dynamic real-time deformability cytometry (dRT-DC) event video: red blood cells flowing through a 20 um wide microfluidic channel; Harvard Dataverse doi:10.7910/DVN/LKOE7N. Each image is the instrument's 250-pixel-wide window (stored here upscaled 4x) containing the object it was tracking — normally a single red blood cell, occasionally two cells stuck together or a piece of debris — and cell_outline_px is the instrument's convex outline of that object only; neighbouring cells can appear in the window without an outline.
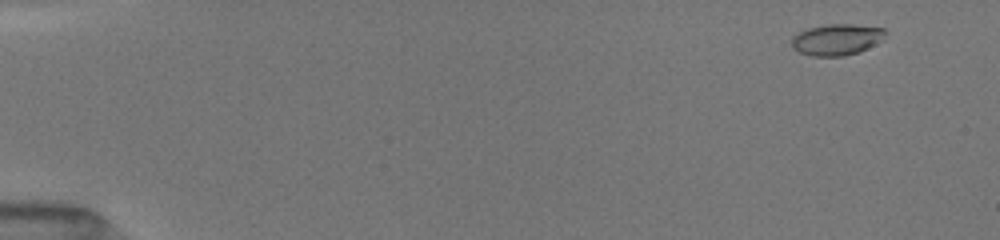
{"species": "common noctule bat (a hibernating species)", "species_latin": "Nyctalus noctula", "temperature_condition": "room temperature", "stored_images_in_passage": 46, "camera_frame_rate_fps": 3000, "um_per_image_px": 0.085, "animal": {"sex": "female", "body_mass_g": 19.5, "forearm_length_mm": 54.1}, "frame": {"image": 1, "passage_image": 3, "time_ms": 0.667, "image_size_px": [1000, 240], "cell_outline_px": [[888, 32], [884, 40], [856, 52], [844, 56], [812, 56], [800, 52], [792, 48], [792, 36], [808, 28], [828, 24], [852, 24], [884, 28]], "centroid_in_image_um": [71.14, 3.35], "position_along_channel_um": 13.9, "area_um2": 17.05}}
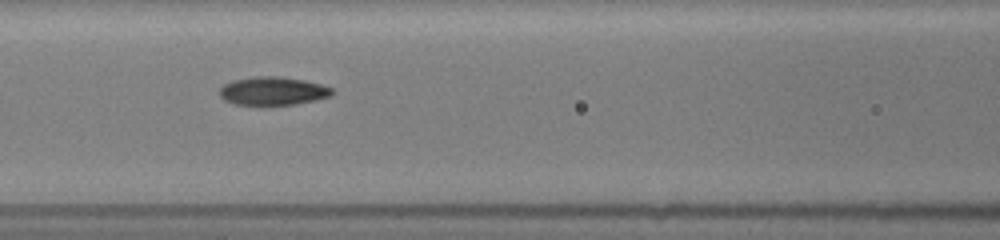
{"frame": {"image": 2, "passage_image": 20, "time_ms": 7.333, "image_size_px": [1000, 240], "cell_outline_px": [[332, 96], [316, 100], [296, 104], [264, 108], [236, 104], [224, 100], [220, 96], [220, 88], [224, 84], [232, 80], [252, 76], [280, 76], [304, 80], [320, 84], [332, 88]], "centroid_in_image_um": [23.16, 7.77], "position_along_channel_um": 143.4, "area_um2": 19.36}}
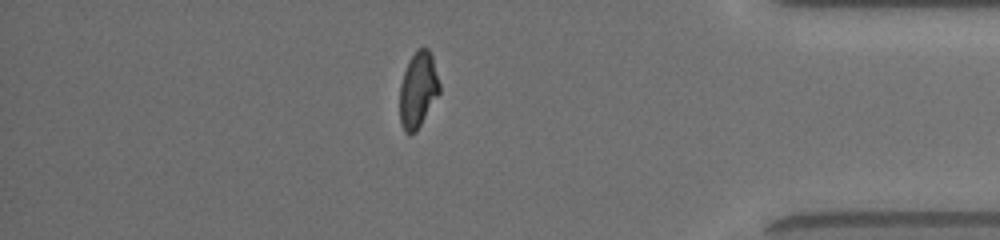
{"frame": {"image": 3, "passage_image": 41, "time_ms": 14.333, "image_size_px": [1000, 240], "cell_outline_px": [[440, 92], [416, 132], [408, 136], [404, 132], [400, 124], [400, 84], [408, 60], [416, 48], [428, 48], [432, 56], [440, 84]], "centroid_in_image_um": [35.52, 7.65], "position_along_channel_um": 399.7, "area_um2": 17.74}, "authors_computed_cell_mechanics": {"area_um2": 17.6868, "velocity_mm_per_s": 4.0412, "shape_relaxation_time_tau1_ms": 3.7195, "shape_relaxation_time_tau2_ms": 1.2574, "deformation_change_tau1": 0.1324, "deformation_change_tau2": 0.0554}}